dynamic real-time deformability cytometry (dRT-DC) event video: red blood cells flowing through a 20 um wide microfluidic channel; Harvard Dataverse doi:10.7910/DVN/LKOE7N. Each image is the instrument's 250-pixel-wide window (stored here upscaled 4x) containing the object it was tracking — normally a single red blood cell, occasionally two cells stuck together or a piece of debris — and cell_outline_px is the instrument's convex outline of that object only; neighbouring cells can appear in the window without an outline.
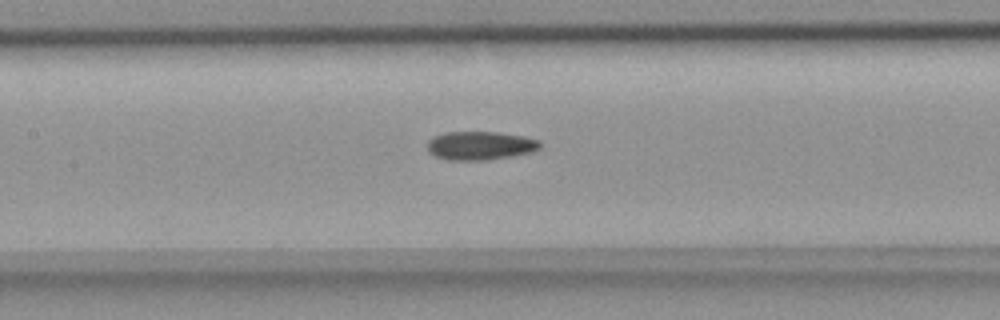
{"species": "common noctule bat (a hibernating species)", "species_latin": "Nyctalus noctula", "temperature_condition": "room temperature", "stored_images_in_passage": 20, "camera_frame_rate_fps": 3000, "um_per_image_px": 0.085, "animal": {"sex": "female", "body_mass_g": 18.4}, "frame": {"image": 1, "passage_image": 12, "time_ms": 3.667, "image_size_px": [1000, 320], "cell_outline_px": [[540, 148], [532, 152], [512, 156], [484, 160], [448, 160], [436, 156], [428, 148], [428, 140], [432, 136], [444, 132], [496, 132], [524, 136], [540, 140]], "centroid_in_image_um": [40.83, 12.37], "position_along_channel_um": 166.6, "area_um2": 18.73}}
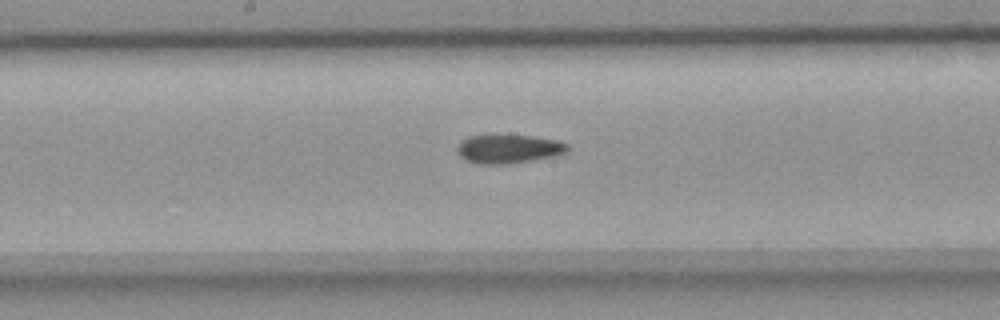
{"frame": {"image": 2, "passage_image": 15, "time_ms": 4.667, "image_size_px": [1000, 320], "cell_outline_px": [[568, 148], [564, 152], [556, 156], [532, 160], [504, 164], [480, 164], [468, 160], [460, 156], [456, 152], [456, 144], [460, 140], [468, 136], [532, 136], [556, 140], [568, 144]], "centroid_in_image_um": [43.18, 12.66], "position_along_channel_um": 205.0, "area_um2": 18.26}}